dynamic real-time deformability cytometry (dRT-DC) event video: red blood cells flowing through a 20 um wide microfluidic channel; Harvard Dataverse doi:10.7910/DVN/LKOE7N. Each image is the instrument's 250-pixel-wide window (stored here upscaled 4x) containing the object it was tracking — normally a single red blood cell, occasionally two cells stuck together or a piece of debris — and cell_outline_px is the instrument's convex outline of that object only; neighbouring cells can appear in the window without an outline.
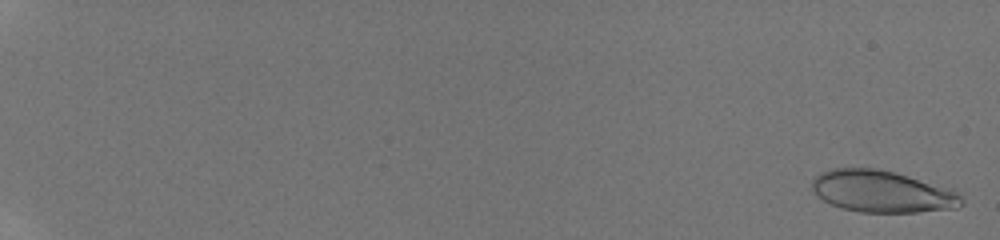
{"species": "human", "species_latin": "Homo sapiens", "temperature_condition": "room temperature", "stored_images_in_passage": 9, "camera_frame_rate_fps": 3000, "um_per_image_px": 0.085, "donor": {"sex": "male"}, "frame": {"image": 1, "passage_image": 2, "time_ms": 0.333, "image_size_px": [1000, 240], "cell_outline_px": [[964, 204], [956, 208], [916, 212], [860, 212], [840, 208], [816, 196], [812, 188], [812, 180], [820, 172], [832, 168], [880, 168], [952, 188], [960, 192], [964, 200]], "centroid_in_image_um": [75.01, 16.27], "position_along_channel_um": 10.0, "area_um2": 36.88}}